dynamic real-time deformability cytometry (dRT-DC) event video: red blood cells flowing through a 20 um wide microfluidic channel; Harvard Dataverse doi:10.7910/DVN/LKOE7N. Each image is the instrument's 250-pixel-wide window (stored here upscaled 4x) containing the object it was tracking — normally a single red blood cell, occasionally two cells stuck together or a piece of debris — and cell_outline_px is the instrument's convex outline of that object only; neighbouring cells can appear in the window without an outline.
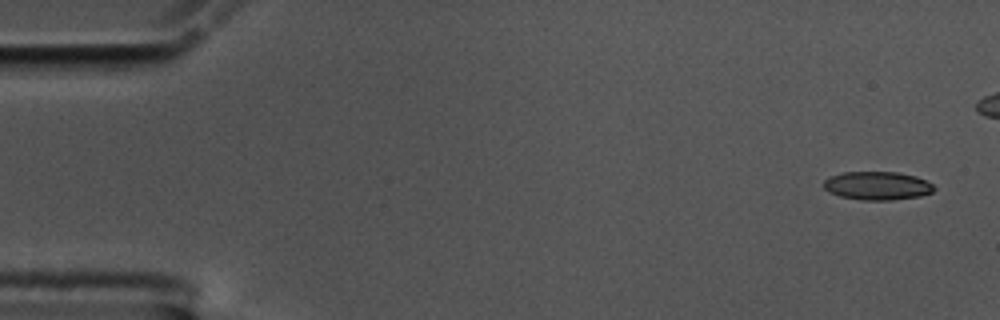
{"species": "common noctule bat (a hibernating species)", "species_latin": "Nyctalus noctula", "temperature_condition": "cold", "stored_images_in_passage": 49, "camera_frame_rate_fps": 3000, "um_per_image_px": 0.085, "animal": {"sex": "male", "body_mass_g": 17.5, "forearm_length_mm": 52.3}, "frame": {"image": 1, "passage_image": 1, "time_ms": 0.0, "image_size_px": [1000, 320], "cell_outline_px": [[936, 188], [932, 192], [920, 196], [892, 200], [860, 200], [840, 196], [828, 192], [824, 188], [824, 180], [832, 176], [844, 172], [896, 172], [916, 176], [932, 184]], "centroid_in_image_um": [74.57, 15.79], "position_along_channel_um": 10.4, "area_um2": 18.21}}
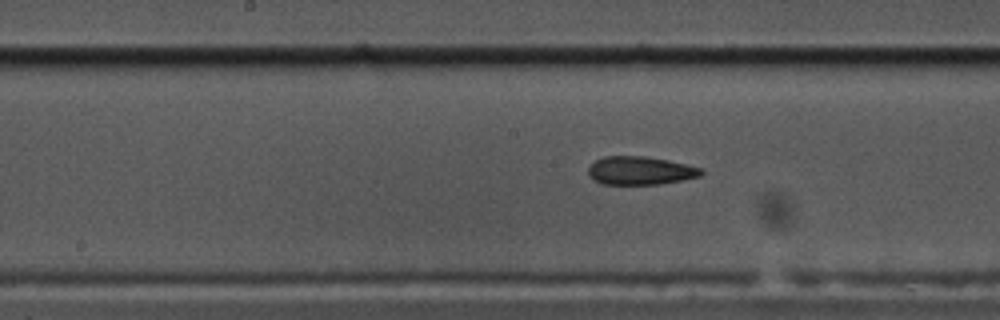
{"frame": {"image": 2, "passage_image": 27, "time_ms": 8.667, "image_size_px": [1000, 320], "cell_outline_px": [[704, 172], [700, 176], [660, 184], [604, 184], [588, 176], [588, 168], [596, 160], [604, 156], [644, 156], [668, 160], [704, 168]], "centroid_in_image_um": [54.44, 14.49], "position_along_channel_um": 193.8, "area_um2": 18.55}}
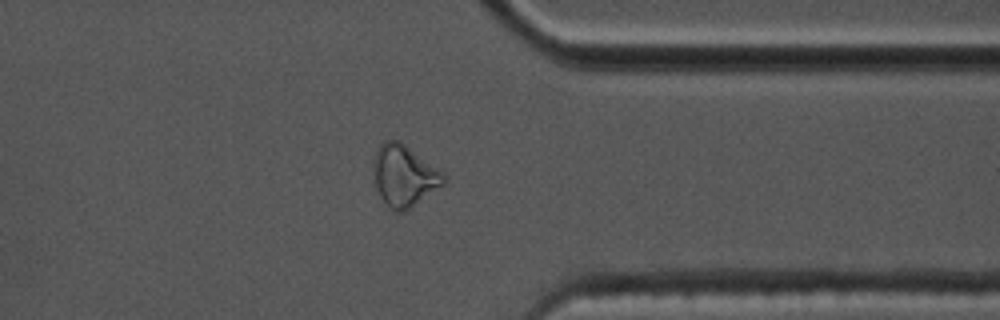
{"frame": {"image": 3, "passage_image": 43, "time_ms": 14.0, "image_size_px": [1000, 320], "cell_outline_px": [[448, 176], [444, 184], [404, 212], [396, 212], [388, 208], [380, 196], [376, 188], [376, 152], [380, 144], [384, 140], [400, 140], [444, 172]], "centroid_in_image_um": [34.4, 14.94], "position_along_channel_um": 377.0, "area_um2": 24.85}, "authors_computed_cell_mechanics": {"area_um2": 18.8428, "velocity_mm_per_s": 3.5404, "shape_relaxation_time_tau1_ms": null, "shape_relaxation_time_tau2_ms": 2.9589, "deformation_change_tau1": null, "deformation_change_tau2": 0.1062}}